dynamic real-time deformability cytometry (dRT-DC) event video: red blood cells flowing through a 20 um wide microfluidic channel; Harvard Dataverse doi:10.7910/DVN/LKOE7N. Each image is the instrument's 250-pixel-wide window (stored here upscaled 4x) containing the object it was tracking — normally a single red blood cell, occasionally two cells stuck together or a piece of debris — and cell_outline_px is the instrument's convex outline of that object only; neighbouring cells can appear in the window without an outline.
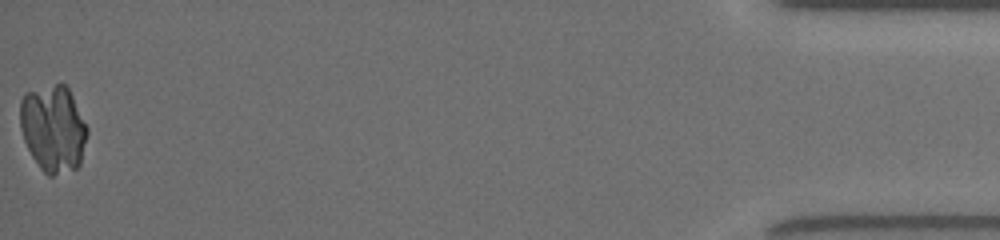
{"species": "common noctule bat (a hibernating species)", "species_latin": "Nyctalus noctula", "temperature_condition": "room temperature", "stored_images_in_passage": 65, "camera_frame_rate_fps": 3000, "um_per_image_px": 0.085, "animal": {"sex": "female", "body_mass_g": 19.5, "forearm_length_mm": 54.1}, "frame": {"image": 1, "passage_image": 64, "time_ms": 17.0, "image_size_px": [1000, 240], "cell_outline_px": [[88, 132], [80, 164], [76, 168], [52, 176], [48, 176], [40, 168], [32, 156], [24, 140], [20, 128], [20, 100], [24, 92], [56, 84], [64, 84], [68, 88], [88, 128]], "centroid_in_image_um": [4.51, 10.93], "position_along_channel_um": 430.7, "area_um2": 33.93}}